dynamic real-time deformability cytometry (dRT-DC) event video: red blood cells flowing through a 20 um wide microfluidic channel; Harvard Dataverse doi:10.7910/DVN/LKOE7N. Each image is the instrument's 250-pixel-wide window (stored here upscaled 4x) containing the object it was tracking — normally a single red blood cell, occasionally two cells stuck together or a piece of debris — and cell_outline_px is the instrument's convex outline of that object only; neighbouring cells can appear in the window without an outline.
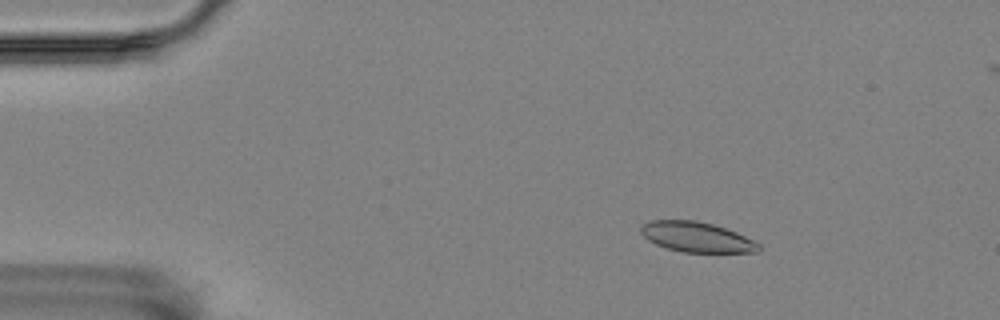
{"species": "Egyptian fruit bat (a non-hibernating species)", "species_latin": "Rousettus aegyptiacus", "temperature_condition": "room temperature", "stored_images_in_passage": 57, "camera_frame_rate_fps": 3000, "um_per_image_px": 0.085, "animal": {"sex": "female"}, "frame": {"image": 1, "passage_image": 9, "time_ms": 2.667, "image_size_px": [1000, 320], "cell_outline_px": [[760, 252], [680, 252], [664, 248], [648, 240], [640, 232], [640, 224], [652, 220], [696, 220], [712, 224], [736, 232], [760, 244]], "centroid_in_image_um": [59.17, 20.15], "position_along_channel_um": 25.8, "area_um2": 20.75}}
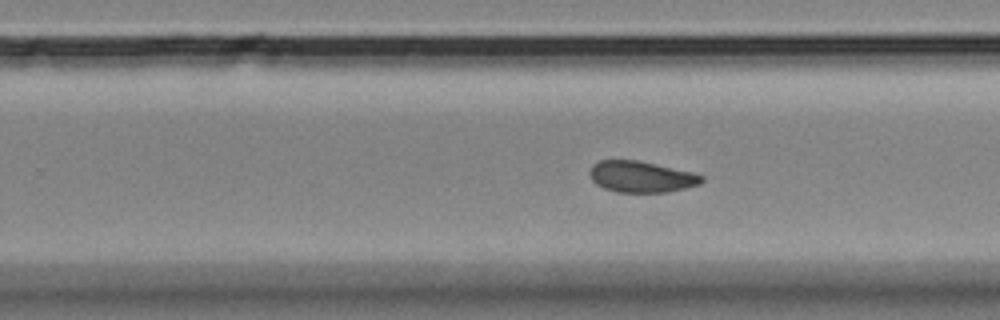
{"frame": {"image": 2, "passage_image": 36, "time_ms": 11.667, "image_size_px": [1000, 320], "cell_outline_px": [[704, 180], [700, 184], [668, 192], [616, 192], [604, 188], [596, 184], [592, 180], [588, 172], [592, 164], [600, 160], [636, 160], [692, 172], [704, 176]], "centroid_in_image_um": [54.48, 15.02], "position_along_channel_um": 275.3, "area_um2": 20.35}}
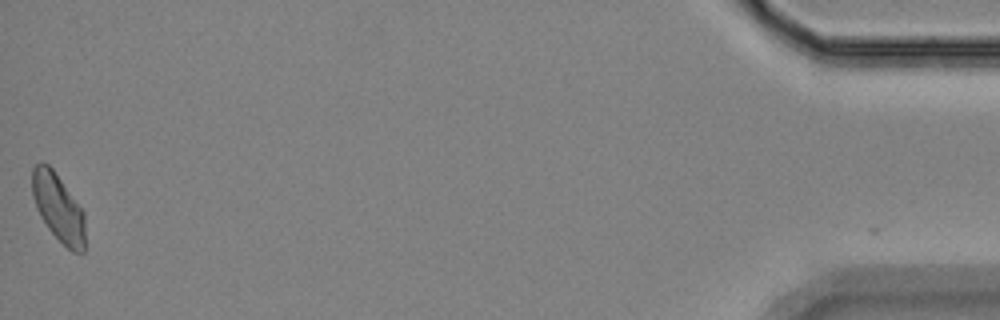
{"frame": {"image": 3, "passage_image": 57, "time_ms": 18.667, "image_size_px": [1000, 320], "cell_outline_px": [[84, 252], [72, 252], [48, 228], [40, 216], [36, 208], [32, 192], [32, 168], [40, 160], [48, 164], [52, 168], [84, 212]], "centroid_in_image_um": [4.93, 17.62], "position_along_channel_um": 430.3, "area_um2": 20.63}, "authors_computed_cell_mechanics": {"area_um2": 20.9814, "velocity_mm_per_s": 3.5197, "shape_relaxation_time_tau1_ms": null, "shape_relaxation_time_tau2_ms": 6.9181, "deformation_change_tau1": null, "deformation_change_tau2": 0.1186}}